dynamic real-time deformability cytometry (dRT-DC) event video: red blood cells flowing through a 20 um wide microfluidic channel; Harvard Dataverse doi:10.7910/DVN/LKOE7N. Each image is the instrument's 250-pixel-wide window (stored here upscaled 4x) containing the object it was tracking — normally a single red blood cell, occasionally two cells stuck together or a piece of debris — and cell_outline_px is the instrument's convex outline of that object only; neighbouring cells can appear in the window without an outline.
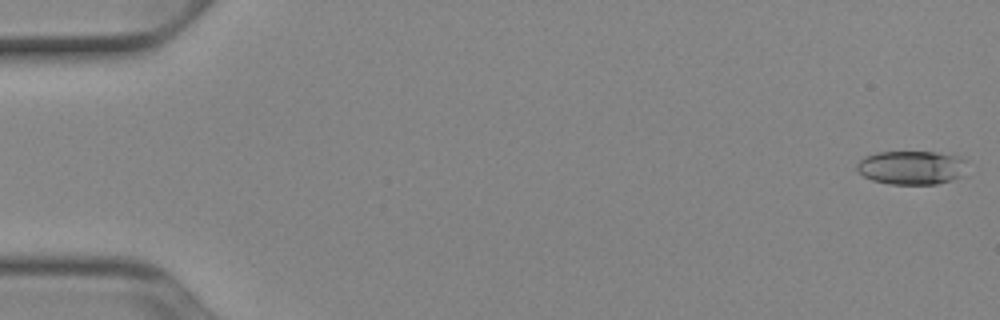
{"species": "Egyptian fruit bat (a non-hibernating species)", "species_latin": "Rousettus aegyptiacus", "temperature_condition": "cold", "stored_images_in_passage": 52, "camera_frame_rate_fps": 3000, "um_per_image_px": 0.085, "animal": {"sex": "female"}, "frame": {"image": 1, "passage_image": 1, "time_ms": 0.0, "image_size_px": [1000, 320], "cell_outline_px": [[968, 160], [960, 176], [936, 184], [888, 184], [872, 180], [856, 172], [856, 164], [864, 156], [876, 152], [936, 152], [960, 156]], "centroid_in_image_um": [77.43, 14.23], "position_along_channel_um": 7.6, "area_um2": 21.79}}
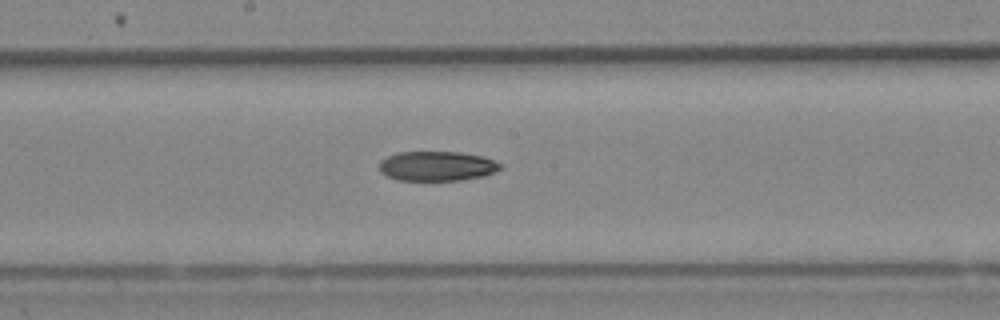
{"frame": {"image": 2, "passage_image": 28, "time_ms": 9.0, "image_size_px": [1000, 320], "cell_outline_px": [[504, 164], [496, 172], [484, 176], [460, 180], [396, 180], [380, 172], [380, 160], [396, 152], [460, 152], [484, 156]], "centroid_in_image_um": [37.17, 14.11], "position_along_channel_um": 211.0, "area_um2": 21.1}}
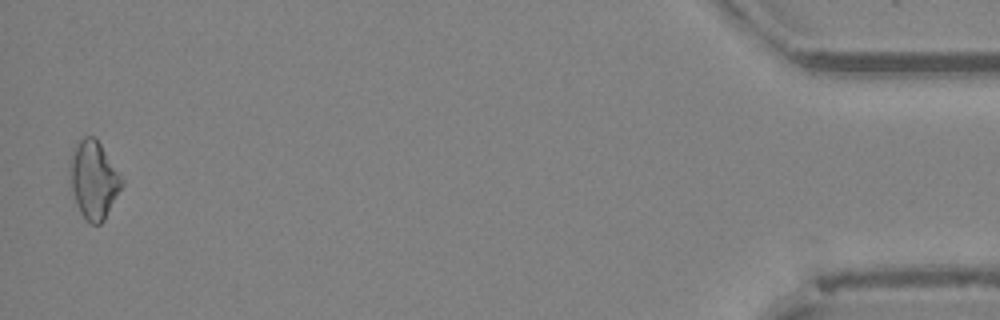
{"frame": {"image": 3, "passage_image": 51, "time_ms": 16.667, "image_size_px": [1000, 320], "cell_outline_px": [[124, 184], [104, 220], [100, 224], [88, 224], [80, 212], [68, 180], [68, 164], [72, 152], [80, 140], [84, 136], [92, 136], [100, 144], [124, 180]], "centroid_in_image_um": [7.94, 15.31], "position_along_channel_um": 427.3, "area_um2": 23.58}, "authors_computed_cell_mechanics": {"area_um2": 21.675, "velocity_mm_per_s": 3.9531, "shape_relaxation_time_tau1_ms": 7.0742, "shape_relaxation_time_tau2_ms": null, "deformation_change_tau1": 0.1357, "deformation_change_tau2": null}}